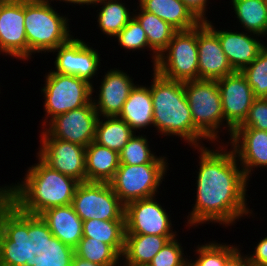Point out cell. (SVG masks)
Here are the masks:
<instances>
[{"label": "cell", "mask_w": 267, "mask_h": 266, "mask_svg": "<svg viewBox=\"0 0 267 266\" xmlns=\"http://www.w3.org/2000/svg\"><path fill=\"white\" fill-rule=\"evenodd\" d=\"M217 82L224 114V130L229 140L233 130L247 118L256 97L246 77L240 71L224 76Z\"/></svg>", "instance_id": "15"}, {"label": "cell", "mask_w": 267, "mask_h": 266, "mask_svg": "<svg viewBox=\"0 0 267 266\" xmlns=\"http://www.w3.org/2000/svg\"><path fill=\"white\" fill-rule=\"evenodd\" d=\"M241 73L246 77L255 97H267V44Z\"/></svg>", "instance_id": "36"}, {"label": "cell", "mask_w": 267, "mask_h": 266, "mask_svg": "<svg viewBox=\"0 0 267 266\" xmlns=\"http://www.w3.org/2000/svg\"><path fill=\"white\" fill-rule=\"evenodd\" d=\"M253 250L246 253L252 266H267V235L255 242Z\"/></svg>", "instance_id": "39"}, {"label": "cell", "mask_w": 267, "mask_h": 266, "mask_svg": "<svg viewBox=\"0 0 267 266\" xmlns=\"http://www.w3.org/2000/svg\"><path fill=\"white\" fill-rule=\"evenodd\" d=\"M241 247V248H240ZM243 245L239 246L224 262L223 266H252L247 255L242 251Z\"/></svg>", "instance_id": "41"}, {"label": "cell", "mask_w": 267, "mask_h": 266, "mask_svg": "<svg viewBox=\"0 0 267 266\" xmlns=\"http://www.w3.org/2000/svg\"><path fill=\"white\" fill-rule=\"evenodd\" d=\"M191 149L193 152L197 150L199 155L196 161L198 165H195L194 204L191 205V211L183 217L186 229H200L199 226L205 224H219L218 226L229 229L236 226L239 220L257 217L248 201V198L252 200L247 189L251 187L250 181L233 150L226 143H212L209 147Z\"/></svg>", "instance_id": "1"}, {"label": "cell", "mask_w": 267, "mask_h": 266, "mask_svg": "<svg viewBox=\"0 0 267 266\" xmlns=\"http://www.w3.org/2000/svg\"><path fill=\"white\" fill-rule=\"evenodd\" d=\"M184 4L191 10V12L201 21L206 22L209 20L208 6L212 5L211 0H182ZM207 14V15H206Z\"/></svg>", "instance_id": "40"}, {"label": "cell", "mask_w": 267, "mask_h": 266, "mask_svg": "<svg viewBox=\"0 0 267 266\" xmlns=\"http://www.w3.org/2000/svg\"><path fill=\"white\" fill-rule=\"evenodd\" d=\"M28 236L37 245L34 266H71L74 248L54 237L40 215L28 214Z\"/></svg>", "instance_id": "20"}, {"label": "cell", "mask_w": 267, "mask_h": 266, "mask_svg": "<svg viewBox=\"0 0 267 266\" xmlns=\"http://www.w3.org/2000/svg\"><path fill=\"white\" fill-rule=\"evenodd\" d=\"M13 205V183L0 185V207H12Z\"/></svg>", "instance_id": "42"}, {"label": "cell", "mask_w": 267, "mask_h": 266, "mask_svg": "<svg viewBox=\"0 0 267 266\" xmlns=\"http://www.w3.org/2000/svg\"><path fill=\"white\" fill-rule=\"evenodd\" d=\"M151 71L149 87L153 103V130L157 133L155 135L159 138L161 135L165 140L169 137L178 138L185 142V147L187 144L190 148L206 146L207 143L210 145L194 126L184 82L167 79L153 68Z\"/></svg>", "instance_id": "2"}, {"label": "cell", "mask_w": 267, "mask_h": 266, "mask_svg": "<svg viewBox=\"0 0 267 266\" xmlns=\"http://www.w3.org/2000/svg\"><path fill=\"white\" fill-rule=\"evenodd\" d=\"M83 237H90L110 245L122 256L125 242V220H98L83 221Z\"/></svg>", "instance_id": "30"}, {"label": "cell", "mask_w": 267, "mask_h": 266, "mask_svg": "<svg viewBox=\"0 0 267 266\" xmlns=\"http://www.w3.org/2000/svg\"><path fill=\"white\" fill-rule=\"evenodd\" d=\"M149 138L150 137L142 132L134 133L124 148L119 152L120 164L142 165L145 163L170 162V160H168L169 156L163 154L157 155L155 150H153L154 145L151 144V142H153L152 138H150V140Z\"/></svg>", "instance_id": "32"}, {"label": "cell", "mask_w": 267, "mask_h": 266, "mask_svg": "<svg viewBox=\"0 0 267 266\" xmlns=\"http://www.w3.org/2000/svg\"><path fill=\"white\" fill-rule=\"evenodd\" d=\"M134 133L131 127L118 116H99L94 142L119 153Z\"/></svg>", "instance_id": "29"}, {"label": "cell", "mask_w": 267, "mask_h": 266, "mask_svg": "<svg viewBox=\"0 0 267 266\" xmlns=\"http://www.w3.org/2000/svg\"><path fill=\"white\" fill-rule=\"evenodd\" d=\"M238 127L267 131V97H256L244 122Z\"/></svg>", "instance_id": "38"}, {"label": "cell", "mask_w": 267, "mask_h": 266, "mask_svg": "<svg viewBox=\"0 0 267 266\" xmlns=\"http://www.w3.org/2000/svg\"><path fill=\"white\" fill-rule=\"evenodd\" d=\"M204 242L196 246L194 244L193 256H188V266H223L225 260L239 247L241 244H227L226 242H217L204 238ZM195 256V257H194Z\"/></svg>", "instance_id": "33"}, {"label": "cell", "mask_w": 267, "mask_h": 266, "mask_svg": "<svg viewBox=\"0 0 267 266\" xmlns=\"http://www.w3.org/2000/svg\"><path fill=\"white\" fill-rule=\"evenodd\" d=\"M142 10L153 13L166 21L177 31L190 30L201 21L191 12L182 0H137Z\"/></svg>", "instance_id": "25"}, {"label": "cell", "mask_w": 267, "mask_h": 266, "mask_svg": "<svg viewBox=\"0 0 267 266\" xmlns=\"http://www.w3.org/2000/svg\"><path fill=\"white\" fill-rule=\"evenodd\" d=\"M113 39L118 43L119 48L125 50V54L131 51V54L137 51H142L143 54L146 51H150L148 54L152 59L150 61L152 63L151 67L156 64L159 55L149 46L146 32L134 17L114 38H112V42Z\"/></svg>", "instance_id": "34"}, {"label": "cell", "mask_w": 267, "mask_h": 266, "mask_svg": "<svg viewBox=\"0 0 267 266\" xmlns=\"http://www.w3.org/2000/svg\"><path fill=\"white\" fill-rule=\"evenodd\" d=\"M136 7V9L134 8L133 17L146 32L149 46L160 55L177 30L155 14L142 10L139 6Z\"/></svg>", "instance_id": "31"}, {"label": "cell", "mask_w": 267, "mask_h": 266, "mask_svg": "<svg viewBox=\"0 0 267 266\" xmlns=\"http://www.w3.org/2000/svg\"><path fill=\"white\" fill-rule=\"evenodd\" d=\"M54 237L75 248L83 238V221L72 204L52 207L40 214Z\"/></svg>", "instance_id": "23"}, {"label": "cell", "mask_w": 267, "mask_h": 266, "mask_svg": "<svg viewBox=\"0 0 267 266\" xmlns=\"http://www.w3.org/2000/svg\"><path fill=\"white\" fill-rule=\"evenodd\" d=\"M17 266H34V265L31 263H26V264H21V265H17Z\"/></svg>", "instance_id": "46"}, {"label": "cell", "mask_w": 267, "mask_h": 266, "mask_svg": "<svg viewBox=\"0 0 267 266\" xmlns=\"http://www.w3.org/2000/svg\"><path fill=\"white\" fill-rule=\"evenodd\" d=\"M198 79L218 80L235 71L230 66L217 34L205 23L197 26Z\"/></svg>", "instance_id": "21"}, {"label": "cell", "mask_w": 267, "mask_h": 266, "mask_svg": "<svg viewBox=\"0 0 267 266\" xmlns=\"http://www.w3.org/2000/svg\"><path fill=\"white\" fill-rule=\"evenodd\" d=\"M170 163H145L142 165L120 164L109 182L114 193L124 205L140 199L162 194L161 184L169 176ZM160 193V194H159Z\"/></svg>", "instance_id": "7"}, {"label": "cell", "mask_w": 267, "mask_h": 266, "mask_svg": "<svg viewBox=\"0 0 267 266\" xmlns=\"http://www.w3.org/2000/svg\"><path fill=\"white\" fill-rule=\"evenodd\" d=\"M86 181L109 183L120 166L119 153L92 141L85 149Z\"/></svg>", "instance_id": "26"}, {"label": "cell", "mask_w": 267, "mask_h": 266, "mask_svg": "<svg viewBox=\"0 0 267 266\" xmlns=\"http://www.w3.org/2000/svg\"><path fill=\"white\" fill-rule=\"evenodd\" d=\"M72 206L82 221L125 220V205L109 183L81 182L75 189Z\"/></svg>", "instance_id": "9"}, {"label": "cell", "mask_w": 267, "mask_h": 266, "mask_svg": "<svg viewBox=\"0 0 267 266\" xmlns=\"http://www.w3.org/2000/svg\"><path fill=\"white\" fill-rule=\"evenodd\" d=\"M71 266H103V265L84 260L74 254L71 261Z\"/></svg>", "instance_id": "44"}, {"label": "cell", "mask_w": 267, "mask_h": 266, "mask_svg": "<svg viewBox=\"0 0 267 266\" xmlns=\"http://www.w3.org/2000/svg\"><path fill=\"white\" fill-rule=\"evenodd\" d=\"M29 239L28 214L13 205L2 220L0 266L32 264L37 255V245Z\"/></svg>", "instance_id": "11"}, {"label": "cell", "mask_w": 267, "mask_h": 266, "mask_svg": "<svg viewBox=\"0 0 267 266\" xmlns=\"http://www.w3.org/2000/svg\"><path fill=\"white\" fill-rule=\"evenodd\" d=\"M55 3L57 2L58 5L63 4V2L68 5L73 6H80L79 8H93L100 0H53ZM62 2V3H61ZM75 5V6H74ZM82 6V7H81Z\"/></svg>", "instance_id": "43"}, {"label": "cell", "mask_w": 267, "mask_h": 266, "mask_svg": "<svg viewBox=\"0 0 267 266\" xmlns=\"http://www.w3.org/2000/svg\"><path fill=\"white\" fill-rule=\"evenodd\" d=\"M176 236L125 234L121 266L149 265L164 245Z\"/></svg>", "instance_id": "24"}, {"label": "cell", "mask_w": 267, "mask_h": 266, "mask_svg": "<svg viewBox=\"0 0 267 266\" xmlns=\"http://www.w3.org/2000/svg\"><path fill=\"white\" fill-rule=\"evenodd\" d=\"M103 70L104 72L101 73L103 77L97 79L94 82L96 84L92 85L94 108L97 114L102 117L119 116L130 91L137 81L134 83L135 78H133L132 74H128L121 67H111L110 69L108 67L107 72L105 68Z\"/></svg>", "instance_id": "14"}, {"label": "cell", "mask_w": 267, "mask_h": 266, "mask_svg": "<svg viewBox=\"0 0 267 266\" xmlns=\"http://www.w3.org/2000/svg\"><path fill=\"white\" fill-rule=\"evenodd\" d=\"M28 64L24 0L0 2V55Z\"/></svg>", "instance_id": "17"}, {"label": "cell", "mask_w": 267, "mask_h": 266, "mask_svg": "<svg viewBox=\"0 0 267 266\" xmlns=\"http://www.w3.org/2000/svg\"><path fill=\"white\" fill-rule=\"evenodd\" d=\"M152 68L170 80H198L197 27L177 31Z\"/></svg>", "instance_id": "8"}, {"label": "cell", "mask_w": 267, "mask_h": 266, "mask_svg": "<svg viewBox=\"0 0 267 266\" xmlns=\"http://www.w3.org/2000/svg\"><path fill=\"white\" fill-rule=\"evenodd\" d=\"M205 23L217 34L221 48L234 71L241 72L250 65L267 44L265 39L257 34L240 29L238 31L236 28L238 25L235 23L232 25L235 27L233 31L229 26L230 29L220 26L217 28L210 19Z\"/></svg>", "instance_id": "18"}, {"label": "cell", "mask_w": 267, "mask_h": 266, "mask_svg": "<svg viewBox=\"0 0 267 266\" xmlns=\"http://www.w3.org/2000/svg\"><path fill=\"white\" fill-rule=\"evenodd\" d=\"M41 86L45 116L40 121L41 129L55 116L88 105L92 101V84L69 74H44Z\"/></svg>", "instance_id": "6"}, {"label": "cell", "mask_w": 267, "mask_h": 266, "mask_svg": "<svg viewBox=\"0 0 267 266\" xmlns=\"http://www.w3.org/2000/svg\"><path fill=\"white\" fill-rule=\"evenodd\" d=\"M184 90L195 128L211 144L226 143L225 139L221 138L226 132L224 131V114L217 80L186 81Z\"/></svg>", "instance_id": "5"}, {"label": "cell", "mask_w": 267, "mask_h": 266, "mask_svg": "<svg viewBox=\"0 0 267 266\" xmlns=\"http://www.w3.org/2000/svg\"><path fill=\"white\" fill-rule=\"evenodd\" d=\"M86 42L84 38L74 35L67 43L52 50L50 54L55 55V61H53L54 67L51 70L55 73L82 78L93 85L103 71L101 63L103 59L101 51L96 49L94 44Z\"/></svg>", "instance_id": "10"}, {"label": "cell", "mask_w": 267, "mask_h": 266, "mask_svg": "<svg viewBox=\"0 0 267 266\" xmlns=\"http://www.w3.org/2000/svg\"><path fill=\"white\" fill-rule=\"evenodd\" d=\"M229 1L238 29L257 34L267 41V0Z\"/></svg>", "instance_id": "28"}, {"label": "cell", "mask_w": 267, "mask_h": 266, "mask_svg": "<svg viewBox=\"0 0 267 266\" xmlns=\"http://www.w3.org/2000/svg\"><path fill=\"white\" fill-rule=\"evenodd\" d=\"M76 256L103 266H121V256L108 244L83 237L74 248Z\"/></svg>", "instance_id": "35"}, {"label": "cell", "mask_w": 267, "mask_h": 266, "mask_svg": "<svg viewBox=\"0 0 267 266\" xmlns=\"http://www.w3.org/2000/svg\"><path fill=\"white\" fill-rule=\"evenodd\" d=\"M36 155L49 167L74 178L86 181L85 149L79 144L54 137H40Z\"/></svg>", "instance_id": "16"}, {"label": "cell", "mask_w": 267, "mask_h": 266, "mask_svg": "<svg viewBox=\"0 0 267 266\" xmlns=\"http://www.w3.org/2000/svg\"><path fill=\"white\" fill-rule=\"evenodd\" d=\"M158 196L125 205V234L178 236L176 227H173L176 226L173 224L175 221L171 218L173 213L170 214L163 206L165 203L159 202L161 199Z\"/></svg>", "instance_id": "12"}, {"label": "cell", "mask_w": 267, "mask_h": 266, "mask_svg": "<svg viewBox=\"0 0 267 266\" xmlns=\"http://www.w3.org/2000/svg\"><path fill=\"white\" fill-rule=\"evenodd\" d=\"M98 118L91 101L86 106L55 116L39 130V137H54L87 147L95 139Z\"/></svg>", "instance_id": "13"}, {"label": "cell", "mask_w": 267, "mask_h": 266, "mask_svg": "<svg viewBox=\"0 0 267 266\" xmlns=\"http://www.w3.org/2000/svg\"><path fill=\"white\" fill-rule=\"evenodd\" d=\"M12 207H0V234L2 231V220L5 214L11 209Z\"/></svg>", "instance_id": "45"}, {"label": "cell", "mask_w": 267, "mask_h": 266, "mask_svg": "<svg viewBox=\"0 0 267 266\" xmlns=\"http://www.w3.org/2000/svg\"><path fill=\"white\" fill-rule=\"evenodd\" d=\"M226 144L233 150L250 182L254 172L267 169V131L236 127Z\"/></svg>", "instance_id": "19"}, {"label": "cell", "mask_w": 267, "mask_h": 266, "mask_svg": "<svg viewBox=\"0 0 267 266\" xmlns=\"http://www.w3.org/2000/svg\"><path fill=\"white\" fill-rule=\"evenodd\" d=\"M182 243L179 236L169 240L154 256L149 266H188V254Z\"/></svg>", "instance_id": "37"}, {"label": "cell", "mask_w": 267, "mask_h": 266, "mask_svg": "<svg viewBox=\"0 0 267 266\" xmlns=\"http://www.w3.org/2000/svg\"><path fill=\"white\" fill-rule=\"evenodd\" d=\"M133 5H128L125 0H100L94 7L96 13L95 22L97 29L101 31L99 34L106 35L105 38H114L133 18Z\"/></svg>", "instance_id": "27"}, {"label": "cell", "mask_w": 267, "mask_h": 266, "mask_svg": "<svg viewBox=\"0 0 267 266\" xmlns=\"http://www.w3.org/2000/svg\"><path fill=\"white\" fill-rule=\"evenodd\" d=\"M52 3L55 4L53 0H24L28 61H33L35 54H50L75 35L71 31L69 13L62 14L61 9L57 10V5Z\"/></svg>", "instance_id": "4"}, {"label": "cell", "mask_w": 267, "mask_h": 266, "mask_svg": "<svg viewBox=\"0 0 267 266\" xmlns=\"http://www.w3.org/2000/svg\"><path fill=\"white\" fill-rule=\"evenodd\" d=\"M36 163L13 182L14 205L22 212L40 215L45 210L72 204L79 182L46 165L37 155Z\"/></svg>", "instance_id": "3"}, {"label": "cell", "mask_w": 267, "mask_h": 266, "mask_svg": "<svg viewBox=\"0 0 267 266\" xmlns=\"http://www.w3.org/2000/svg\"><path fill=\"white\" fill-rule=\"evenodd\" d=\"M139 82L140 80L130 91L118 117L124 120L135 133L142 131L147 134L148 130L153 128V103L149 83L143 85Z\"/></svg>", "instance_id": "22"}]
</instances>
